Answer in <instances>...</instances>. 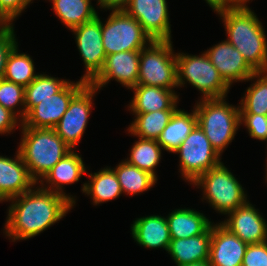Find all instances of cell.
Listing matches in <instances>:
<instances>
[{
    "instance_id": "1",
    "label": "cell",
    "mask_w": 267,
    "mask_h": 266,
    "mask_svg": "<svg viewBox=\"0 0 267 266\" xmlns=\"http://www.w3.org/2000/svg\"><path fill=\"white\" fill-rule=\"evenodd\" d=\"M8 201L11 205L4 231L13 242L37 236L61 220L74 206L66 196L40 186Z\"/></svg>"
},
{
    "instance_id": "2",
    "label": "cell",
    "mask_w": 267,
    "mask_h": 266,
    "mask_svg": "<svg viewBox=\"0 0 267 266\" xmlns=\"http://www.w3.org/2000/svg\"><path fill=\"white\" fill-rule=\"evenodd\" d=\"M220 15L227 41L256 71H267V40L257 15L246 6H231L215 10Z\"/></svg>"
},
{
    "instance_id": "3",
    "label": "cell",
    "mask_w": 267,
    "mask_h": 266,
    "mask_svg": "<svg viewBox=\"0 0 267 266\" xmlns=\"http://www.w3.org/2000/svg\"><path fill=\"white\" fill-rule=\"evenodd\" d=\"M21 130L18 151L36 183L73 150L57 135L55 129L21 127Z\"/></svg>"
},
{
    "instance_id": "4",
    "label": "cell",
    "mask_w": 267,
    "mask_h": 266,
    "mask_svg": "<svg viewBox=\"0 0 267 266\" xmlns=\"http://www.w3.org/2000/svg\"><path fill=\"white\" fill-rule=\"evenodd\" d=\"M197 124L212 147L221 156L234 139L240 123V106H232L225 98L200 99L194 106Z\"/></svg>"
},
{
    "instance_id": "5",
    "label": "cell",
    "mask_w": 267,
    "mask_h": 266,
    "mask_svg": "<svg viewBox=\"0 0 267 266\" xmlns=\"http://www.w3.org/2000/svg\"><path fill=\"white\" fill-rule=\"evenodd\" d=\"M176 71L177 86L190 83L202 93V99L226 98L229 92L230 86L220 76L205 52L197 56L176 53Z\"/></svg>"
},
{
    "instance_id": "6",
    "label": "cell",
    "mask_w": 267,
    "mask_h": 266,
    "mask_svg": "<svg viewBox=\"0 0 267 266\" xmlns=\"http://www.w3.org/2000/svg\"><path fill=\"white\" fill-rule=\"evenodd\" d=\"M192 184L197 188L201 187L202 199L207 200L214 210L224 215L248 201L244 187L223 162L209 169Z\"/></svg>"
},
{
    "instance_id": "7",
    "label": "cell",
    "mask_w": 267,
    "mask_h": 266,
    "mask_svg": "<svg viewBox=\"0 0 267 266\" xmlns=\"http://www.w3.org/2000/svg\"><path fill=\"white\" fill-rule=\"evenodd\" d=\"M172 47L170 40H152L140 50L137 84L170 90L178 87L176 53Z\"/></svg>"
},
{
    "instance_id": "8",
    "label": "cell",
    "mask_w": 267,
    "mask_h": 266,
    "mask_svg": "<svg viewBox=\"0 0 267 266\" xmlns=\"http://www.w3.org/2000/svg\"><path fill=\"white\" fill-rule=\"evenodd\" d=\"M101 32L106 56L141 50L152 41L141 24L124 10L112 11L105 24L101 21Z\"/></svg>"
},
{
    "instance_id": "9",
    "label": "cell",
    "mask_w": 267,
    "mask_h": 266,
    "mask_svg": "<svg viewBox=\"0 0 267 266\" xmlns=\"http://www.w3.org/2000/svg\"><path fill=\"white\" fill-rule=\"evenodd\" d=\"M173 153L179 154V172L191 184L209 169L222 163L221 156L198 124Z\"/></svg>"
},
{
    "instance_id": "10",
    "label": "cell",
    "mask_w": 267,
    "mask_h": 266,
    "mask_svg": "<svg viewBox=\"0 0 267 266\" xmlns=\"http://www.w3.org/2000/svg\"><path fill=\"white\" fill-rule=\"evenodd\" d=\"M98 89L87 83L71 100L68 109L54 128L57 135L72 149L80 142L89 119L92 99Z\"/></svg>"
},
{
    "instance_id": "11",
    "label": "cell",
    "mask_w": 267,
    "mask_h": 266,
    "mask_svg": "<svg viewBox=\"0 0 267 266\" xmlns=\"http://www.w3.org/2000/svg\"><path fill=\"white\" fill-rule=\"evenodd\" d=\"M87 84L80 81H69L58 93L43 99L34 106L19 126L31 128L54 129L68 109L72 98Z\"/></svg>"
},
{
    "instance_id": "12",
    "label": "cell",
    "mask_w": 267,
    "mask_h": 266,
    "mask_svg": "<svg viewBox=\"0 0 267 266\" xmlns=\"http://www.w3.org/2000/svg\"><path fill=\"white\" fill-rule=\"evenodd\" d=\"M75 34L77 48L85 64V74L81 80L90 83L102 70L106 53L103 47L101 19L93 20L71 29Z\"/></svg>"
},
{
    "instance_id": "13",
    "label": "cell",
    "mask_w": 267,
    "mask_h": 266,
    "mask_svg": "<svg viewBox=\"0 0 267 266\" xmlns=\"http://www.w3.org/2000/svg\"><path fill=\"white\" fill-rule=\"evenodd\" d=\"M124 11L141 24L152 40L171 41V24L166 0H130Z\"/></svg>"
},
{
    "instance_id": "14",
    "label": "cell",
    "mask_w": 267,
    "mask_h": 266,
    "mask_svg": "<svg viewBox=\"0 0 267 266\" xmlns=\"http://www.w3.org/2000/svg\"><path fill=\"white\" fill-rule=\"evenodd\" d=\"M140 50L124 51L106 56L104 66L99 74L90 82L98 90L109 81L116 80L128 89L138 82Z\"/></svg>"
},
{
    "instance_id": "15",
    "label": "cell",
    "mask_w": 267,
    "mask_h": 266,
    "mask_svg": "<svg viewBox=\"0 0 267 266\" xmlns=\"http://www.w3.org/2000/svg\"><path fill=\"white\" fill-rule=\"evenodd\" d=\"M220 76L231 87L234 82L248 81L256 72L242 54L227 40L204 51Z\"/></svg>"
},
{
    "instance_id": "16",
    "label": "cell",
    "mask_w": 267,
    "mask_h": 266,
    "mask_svg": "<svg viewBox=\"0 0 267 266\" xmlns=\"http://www.w3.org/2000/svg\"><path fill=\"white\" fill-rule=\"evenodd\" d=\"M258 211L248 200L220 223L246 244L262 243L267 241V223Z\"/></svg>"
},
{
    "instance_id": "17",
    "label": "cell",
    "mask_w": 267,
    "mask_h": 266,
    "mask_svg": "<svg viewBox=\"0 0 267 266\" xmlns=\"http://www.w3.org/2000/svg\"><path fill=\"white\" fill-rule=\"evenodd\" d=\"M248 244L221 223L211 225L209 263L211 266H242Z\"/></svg>"
},
{
    "instance_id": "18",
    "label": "cell",
    "mask_w": 267,
    "mask_h": 266,
    "mask_svg": "<svg viewBox=\"0 0 267 266\" xmlns=\"http://www.w3.org/2000/svg\"><path fill=\"white\" fill-rule=\"evenodd\" d=\"M15 156L12 159L0 155V202H8L37 184L30 176L18 150Z\"/></svg>"
},
{
    "instance_id": "19",
    "label": "cell",
    "mask_w": 267,
    "mask_h": 266,
    "mask_svg": "<svg viewBox=\"0 0 267 266\" xmlns=\"http://www.w3.org/2000/svg\"><path fill=\"white\" fill-rule=\"evenodd\" d=\"M86 170L85 164L79 153L72 150L46 174V176L39 182L41 184L39 186L45 190L66 196L73 205H75V197L66 194L62 188L64 185L78 182L82 175L87 172ZM43 182H46L45 185ZM46 184L51 185L47 186Z\"/></svg>"
},
{
    "instance_id": "20",
    "label": "cell",
    "mask_w": 267,
    "mask_h": 266,
    "mask_svg": "<svg viewBox=\"0 0 267 266\" xmlns=\"http://www.w3.org/2000/svg\"><path fill=\"white\" fill-rule=\"evenodd\" d=\"M134 96L128 106L132 113L177 110L179 96L174 90L137 84L131 88Z\"/></svg>"
},
{
    "instance_id": "21",
    "label": "cell",
    "mask_w": 267,
    "mask_h": 266,
    "mask_svg": "<svg viewBox=\"0 0 267 266\" xmlns=\"http://www.w3.org/2000/svg\"><path fill=\"white\" fill-rule=\"evenodd\" d=\"M131 232L136 243L145 248L168 250L171 236L167 220L161 215L137 218L131 224Z\"/></svg>"
},
{
    "instance_id": "22",
    "label": "cell",
    "mask_w": 267,
    "mask_h": 266,
    "mask_svg": "<svg viewBox=\"0 0 267 266\" xmlns=\"http://www.w3.org/2000/svg\"><path fill=\"white\" fill-rule=\"evenodd\" d=\"M211 226L198 236L171 239L167 252L176 265L209 260Z\"/></svg>"
},
{
    "instance_id": "23",
    "label": "cell",
    "mask_w": 267,
    "mask_h": 266,
    "mask_svg": "<svg viewBox=\"0 0 267 266\" xmlns=\"http://www.w3.org/2000/svg\"><path fill=\"white\" fill-rule=\"evenodd\" d=\"M171 239L189 238L203 234L212 222L194 209L172 210L166 217Z\"/></svg>"
},
{
    "instance_id": "24",
    "label": "cell",
    "mask_w": 267,
    "mask_h": 266,
    "mask_svg": "<svg viewBox=\"0 0 267 266\" xmlns=\"http://www.w3.org/2000/svg\"><path fill=\"white\" fill-rule=\"evenodd\" d=\"M90 181L84 183L82 191L91 196L94 205L117 199L123 192L114 168L105 167L89 174Z\"/></svg>"
},
{
    "instance_id": "25",
    "label": "cell",
    "mask_w": 267,
    "mask_h": 266,
    "mask_svg": "<svg viewBox=\"0 0 267 266\" xmlns=\"http://www.w3.org/2000/svg\"><path fill=\"white\" fill-rule=\"evenodd\" d=\"M196 125L197 116L194 108L191 113L177 109L163 129L157 142L164 150L173 153Z\"/></svg>"
},
{
    "instance_id": "26",
    "label": "cell",
    "mask_w": 267,
    "mask_h": 266,
    "mask_svg": "<svg viewBox=\"0 0 267 266\" xmlns=\"http://www.w3.org/2000/svg\"><path fill=\"white\" fill-rule=\"evenodd\" d=\"M52 9L64 25L70 30L93 20L97 11L91 0H50Z\"/></svg>"
},
{
    "instance_id": "27",
    "label": "cell",
    "mask_w": 267,
    "mask_h": 266,
    "mask_svg": "<svg viewBox=\"0 0 267 266\" xmlns=\"http://www.w3.org/2000/svg\"><path fill=\"white\" fill-rule=\"evenodd\" d=\"M175 111L162 110L149 113H133V115L135 114L134 122L129 125L127 130L129 134L136 137L157 141Z\"/></svg>"
},
{
    "instance_id": "28",
    "label": "cell",
    "mask_w": 267,
    "mask_h": 266,
    "mask_svg": "<svg viewBox=\"0 0 267 266\" xmlns=\"http://www.w3.org/2000/svg\"><path fill=\"white\" fill-rule=\"evenodd\" d=\"M122 192L127 195H137L152 188L158 179L149 172L129 164L126 160L121 161L114 169Z\"/></svg>"
},
{
    "instance_id": "29",
    "label": "cell",
    "mask_w": 267,
    "mask_h": 266,
    "mask_svg": "<svg viewBox=\"0 0 267 266\" xmlns=\"http://www.w3.org/2000/svg\"><path fill=\"white\" fill-rule=\"evenodd\" d=\"M18 52V45H16L9 53L3 78L26 87L39 74L35 73L34 61L30 55Z\"/></svg>"
},
{
    "instance_id": "30",
    "label": "cell",
    "mask_w": 267,
    "mask_h": 266,
    "mask_svg": "<svg viewBox=\"0 0 267 266\" xmlns=\"http://www.w3.org/2000/svg\"><path fill=\"white\" fill-rule=\"evenodd\" d=\"M254 82L241 99L240 113L267 115V71L255 72L248 81Z\"/></svg>"
},
{
    "instance_id": "31",
    "label": "cell",
    "mask_w": 267,
    "mask_h": 266,
    "mask_svg": "<svg viewBox=\"0 0 267 266\" xmlns=\"http://www.w3.org/2000/svg\"><path fill=\"white\" fill-rule=\"evenodd\" d=\"M163 148L156 140L138 138L130 151V157L125 159L129 164L149 172L156 179L155 168L162 157Z\"/></svg>"
},
{
    "instance_id": "32",
    "label": "cell",
    "mask_w": 267,
    "mask_h": 266,
    "mask_svg": "<svg viewBox=\"0 0 267 266\" xmlns=\"http://www.w3.org/2000/svg\"><path fill=\"white\" fill-rule=\"evenodd\" d=\"M66 79L39 74L28 86L25 87V113L27 114L34 106L58 93L67 83Z\"/></svg>"
},
{
    "instance_id": "33",
    "label": "cell",
    "mask_w": 267,
    "mask_h": 266,
    "mask_svg": "<svg viewBox=\"0 0 267 266\" xmlns=\"http://www.w3.org/2000/svg\"><path fill=\"white\" fill-rule=\"evenodd\" d=\"M0 104L13 112L22 121L25 116V87L14 82L0 79ZM21 107L15 109L17 106ZM17 110V111H16Z\"/></svg>"
},
{
    "instance_id": "34",
    "label": "cell",
    "mask_w": 267,
    "mask_h": 266,
    "mask_svg": "<svg viewBox=\"0 0 267 266\" xmlns=\"http://www.w3.org/2000/svg\"><path fill=\"white\" fill-rule=\"evenodd\" d=\"M240 122L248 129L249 136L257 140L267 141V115L240 113Z\"/></svg>"
},
{
    "instance_id": "35",
    "label": "cell",
    "mask_w": 267,
    "mask_h": 266,
    "mask_svg": "<svg viewBox=\"0 0 267 266\" xmlns=\"http://www.w3.org/2000/svg\"><path fill=\"white\" fill-rule=\"evenodd\" d=\"M15 35L13 26L0 29V79H3L9 53L18 44Z\"/></svg>"
},
{
    "instance_id": "36",
    "label": "cell",
    "mask_w": 267,
    "mask_h": 266,
    "mask_svg": "<svg viewBox=\"0 0 267 266\" xmlns=\"http://www.w3.org/2000/svg\"><path fill=\"white\" fill-rule=\"evenodd\" d=\"M242 266H267V241L248 244Z\"/></svg>"
},
{
    "instance_id": "37",
    "label": "cell",
    "mask_w": 267,
    "mask_h": 266,
    "mask_svg": "<svg viewBox=\"0 0 267 266\" xmlns=\"http://www.w3.org/2000/svg\"><path fill=\"white\" fill-rule=\"evenodd\" d=\"M33 0H0L1 11L13 22Z\"/></svg>"
},
{
    "instance_id": "38",
    "label": "cell",
    "mask_w": 267,
    "mask_h": 266,
    "mask_svg": "<svg viewBox=\"0 0 267 266\" xmlns=\"http://www.w3.org/2000/svg\"><path fill=\"white\" fill-rule=\"evenodd\" d=\"M18 122L21 124L22 121L13 112L0 104V134L11 133L16 129Z\"/></svg>"
},
{
    "instance_id": "39",
    "label": "cell",
    "mask_w": 267,
    "mask_h": 266,
    "mask_svg": "<svg viewBox=\"0 0 267 266\" xmlns=\"http://www.w3.org/2000/svg\"><path fill=\"white\" fill-rule=\"evenodd\" d=\"M100 8L110 9L111 11H120L124 10L130 0H97Z\"/></svg>"
},
{
    "instance_id": "40",
    "label": "cell",
    "mask_w": 267,
    "mask_h": 266,
    "mask_svg": "<svg viewBox=\"0 0 267 266\" xmlns=\"http://www.w3.org/2000/svg\"><path fill=\"white\" fill-rule=\"evenodd\" d=\"M206 3L215 11L227 7V0H205Z\"/></svg>"
},
{
    "instance_id": "41",
    "label": "cell",
    "mask_w": 267,
    "mask_h": 266,
    "mask_svg": "<svg viewBox=\"0 0 267 266\" xmlns=\"http://www.w3.org/2000/svg\"><path fill=\"white\" fill-rule=\"evenodd\" d=\"M13 22L0 9V29L12 27Z\"/></svg>"
},
{
    "instance_id": "42",
    "label": "cell",
    "mask_w": 267,
    "mask_h": 266,
    "mask_svg": "<svg viewBox=\"0 0 267 266\" xmlns=\"http://www.w3.org/2000/svg\"><path fill=\"white\" fill-rule=\"evenodd\" d=\"M250 0H227V7L231 6H246V3H249Z\"/></svg>"
},
{
    "instance_id": "43",
    "label": "cell",
    "mask_w": 267,
    "mask_h": 266,
    "mask_svg": "<svg viewBox=\"0 0 267 266\" xmlns=\"http://www.w3.org/2000/svg\"><path fill=\"white\" fill-rule=\"evenodd\" d=\"M177 266H211V265L209 263V260H207V261H201V262L185 264V265H177Z\"/></svg>"
},
{
    "instance_id": "44",
    "label": "cell",
    "mask_w": 267,
    "mask_h": 266,
    "mask_svg": "<svg viewBox=\"0 0 267 266\" xmlns=\"http://www.w3.org/2000/svg\"><path fill=\"white\" fill-rule=\"evenodd\" d=\"M266 161H267V160H266ZM266 164H267V163H266ZM265 176H266V177H265V178H266L265 180L267 181V165H266V175H265Z\"/></svg>"
}]
</instances>
